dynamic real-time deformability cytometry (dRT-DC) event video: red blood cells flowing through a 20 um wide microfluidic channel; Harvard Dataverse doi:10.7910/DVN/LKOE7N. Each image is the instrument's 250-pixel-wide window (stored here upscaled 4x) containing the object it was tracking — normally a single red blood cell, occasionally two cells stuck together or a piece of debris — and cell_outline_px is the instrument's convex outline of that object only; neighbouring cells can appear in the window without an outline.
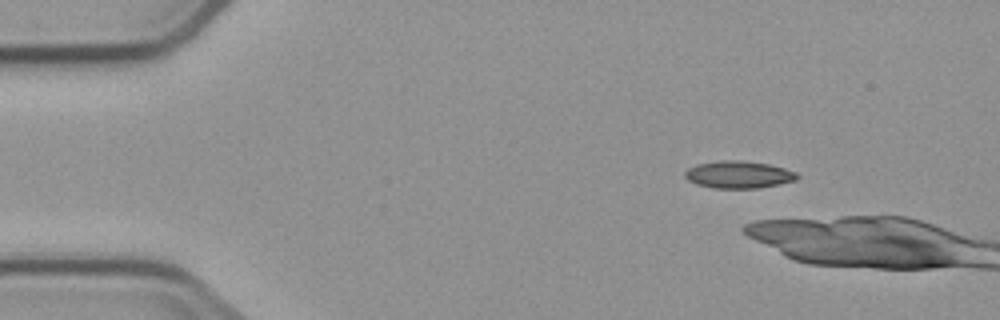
{"species": "common noctule bat (a hibernating species)", "species_latin": "Nyctalus noctula", "temperature_condition": "cold", "stored_images_in_passage": 2, "camera_frame_rate_fps": 3000, "um_per_image_px": 0.085, "animal": {"sex": "male", "body_mass_g": 23.1, "forearm_length_mm": 52.7}, "frame": {"image": 1, "passage_image": 1, "time_ms": 0.0, "image_size_px": [1000, 320], "cell_outline_px": [[800, 176], [796, 180], [756, 188], [712, 188], [696, 184], [688, 180], [684, 176], [684, 172], [688, 168], [696, 164], [720, 160], [740, 160], [768, 164], [784, 168], [796, 172]], "centroid_in_image_um": [62.74, 14.83], "position_along_channel_um": 22.3, "area_um2": 17.8}}